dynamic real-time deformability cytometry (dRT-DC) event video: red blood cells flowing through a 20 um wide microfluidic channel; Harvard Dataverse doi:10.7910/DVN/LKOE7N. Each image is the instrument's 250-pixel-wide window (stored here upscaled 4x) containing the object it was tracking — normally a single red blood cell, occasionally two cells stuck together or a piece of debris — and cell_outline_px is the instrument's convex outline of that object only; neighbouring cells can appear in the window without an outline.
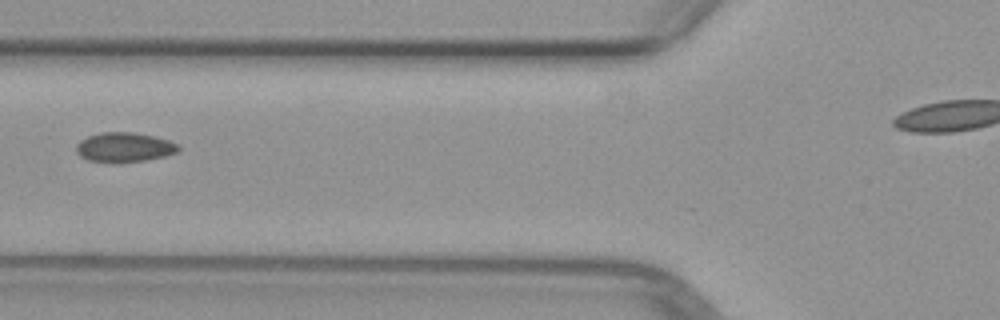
{"species": "common noctule bat (a hibernating species)", "species_latin": "Nyctalus noctula", "temperature_condition": "warm", "stored_images_in_passage": 5, "segment_of_instrument_passage": [1, 2], "camera_frame_rate_fps": 3000, "um_per_image_px": 0.085, "animal": {"sex": "female", "body_mass_g": 29.2, "forearm_length_mm": 56.3}, "frame": {"image": 1, "passage_image": 4, "time_ms": 3.667, "image_size_px": [1000, 320], "cell_outline_px": [[180, 152], [164, 156], [144, 160], [112, 164], [88, 160], [80, 156], [76, 152], [76, 144], [80, 140], [88, 136], [100, 132], [132, 132], [152, 136], [168, 140], [180, 144]], "centroid_in_image_um": [10.56, 12.53], "position_along_channel_um": 115.2, "area_um2": 17.92}}